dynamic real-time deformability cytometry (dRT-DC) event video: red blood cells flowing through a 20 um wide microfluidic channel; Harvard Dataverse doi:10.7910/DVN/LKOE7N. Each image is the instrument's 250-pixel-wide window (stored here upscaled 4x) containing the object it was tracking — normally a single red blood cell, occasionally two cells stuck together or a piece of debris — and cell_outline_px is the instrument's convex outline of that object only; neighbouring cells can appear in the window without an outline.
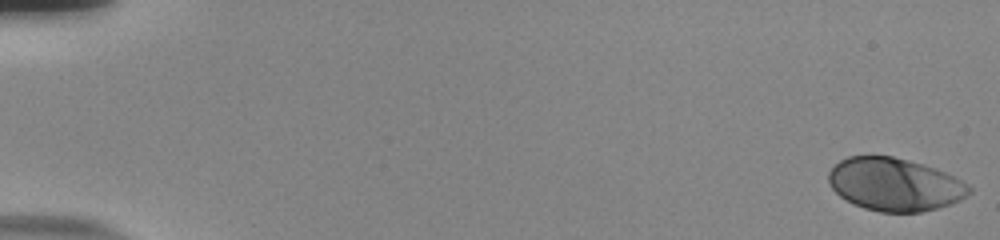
{"species": "human", "species_latin": "Homo sapiens", "temperature_condition": "room temperature", "stored_images_in_passage": 55, "camera_frame_rate_fps": 3000, "um_per_image_px": 0.085, "donor": {"sex": "male"}, "frame": {"image": 1, "passage_image": 1, "time_ms": 0.0, "image_size_px": [1000, 240], "cell_outline_px": [[972, 192], [960, 200], [952, 204], [920, 212], [880, 212], [864, 208], [840, 196], [832, 188], [828, 180], [828, 172], [840, 160], [848, 156], [892, 156], [924, 164], [936, 168], [956, 176], [968, 184], [972, 188]], "centroid_in_image_um": [76.09, 15.67], "position_along_channel_um": 8.9, "area_um2": 43.41}}
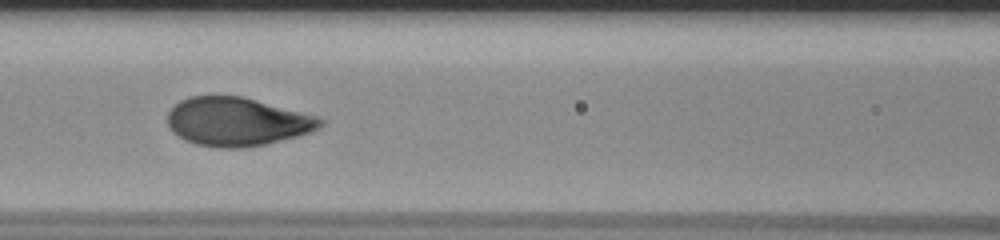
{"frame": {"image": 2, "passage_image": 26, "time_ms": 8.333, "image_size_px": [1000, 240], "cell_outline_px": [[324, 124], [320, 128], [312, 132], [264, 144], [244, 148], [216, 148], [196, 144], [184, 140], [172, 132], [168, 124], [168, 112], [180, 100], [188, 96], [240, 96], [320, 116], [324, 120]], "centroid_in_image_um": [20.16, 10.35], "position_along_channel_um": 146.4, "area_um2": 43.35}}
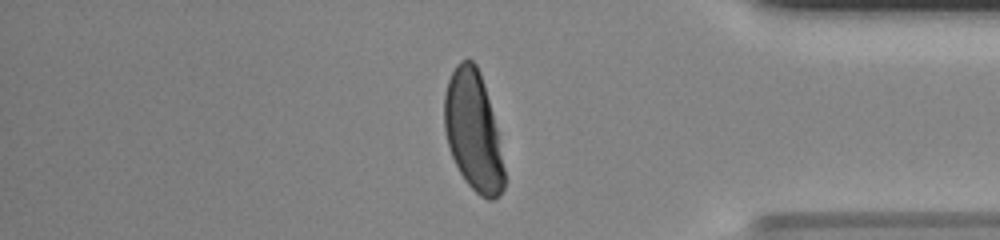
{"frame": {"image": 3, "passage_image": 47, "time_ms": 15.333, "image_size_px": [1000, 240], "cell_outline_px": [[504, 188], [500, 196], [492, 200], [488, 200], [480, 196], [464, 180], [452, 156], [448, 144], [444, 128], [444, 92], [448, 80], [456, 64], [460, 60], [472, 60], [476, 64], [480, 72], [492, 112], [496, 128], [504, 168]], "centroid_in_image_um": [40.21, 11.15], "position_along_channel_um": 395.0, "area_um2": 41.38}, "authors_computed_cell_mechanics": {"area_um2": 43.35, "velocity_mm_per_s": 3.8062, "shape_relaxation_time_tau1_ms": 2.6108, "shape_relaxation_time_tau2_ms": null, "deformation_change_tau1": 0.172, "deformation_change_tau2": null}}